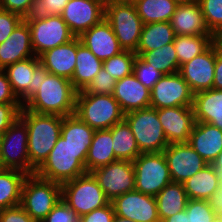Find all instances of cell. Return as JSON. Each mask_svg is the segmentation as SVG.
I'll list each match as a JSON object with an SVG mask.
<instances>
[{"mask_svg":"<svg viewBox=\"0 0 222 222\" xmlns=\"http://www.w3.org/2000/svg\"><path fill=\"white\" fill-rule=\"evenodd\" d=\"M76 95L70 79L41 70L37 90L23 108L38 114L65 117L75 114Z\"/></svg>","mask_w":222,"mask_h":222,"instance_id":"1","label":"cell"},{"mask_svg":"<svg viewBox=\"0 0 222 222\" xmlns=\"http://www.w3.org/2000/svg\"><path fill=\"white\" fill-rule=\"evenodd\" d=\"M19 117L27 125L30 165L37 170L48 158L49 153L61 136L63 117L38 114L23 107Z\"/></svg>","mask_w":222,"mask_h":222,"instance_id":"2","label":"cell"},{"mask_svg":"<svg viewBox=\"0 0 222 222\" xmlns=\"http://www.w3.org/2000/svg\"><path fill=\"white\" fill-rule=\"evenodd\" d=\"M88 147H73L60 136L44 163L36 170L40 178L63 184L87 173Z\"/></svg>","mask_w":222,"mask_h":222,"instance_id":"3","label":"cell"},{"mask_svg":"<svg viewBox=\"0 0 222 222\" xmlns=\"http://www.w3.org/2000/svg\"><path fill=\"white\" fill-rule=\"evenodd\" d=\"M75 115L95 130L110 129L124 120L125 113L112 94L77 92Z\"/></svg>","mask_w":222,"mask_h":222,"instance_id":"4","label":"cell"},{"mask_svg":"<svg viewBox=\"0 0 222 222\" xmlns=\"http://www.w3.org/2000/svg\"><path fill=\"white\" fill-rule=\"evenodd\" d=\"M61 199V184L28 174L22 187L23 209L37 222H41Z\"/></svg>","mask_w":222,"mask_h":222,"instance_id":"5","label":"cell"},{"mask_svg":"<svg viewBox=\"0 0 222 222\" xmlns=\"http://www.w3.org/2000/svg\"><path fill=\"white\" fill-rule=\"evenodd\" d=\"M61 198L80 217L110 203L97 179L88 172L61 184Z\"/></svg>","mask_w":222,"mask_h":222,"instance_id":"6","label":"cell"},{"mask_svg":"<svg viewBox=\"0 0 222 222\" xmlns=\"http://www.w3.org/2000/svg\"><path fill=\"white\" fill-rule=\"evenodd\" d=\"M124 120L134 134L141 153L163 152L169 145L157 109L147 107L125 113Z\"/></svg>","mask_w":222,"mask_h":222,"instance_id":"7","label":"cell"},{"mask_svg":"<svg viewBox=\"0 0 222 222\" xmlns=\"http://www.w3.org/2000/svg\"><path fill=\"white\" fill-rule=\"evenodd\" d=\"M105 19L111 25L123 50L135 52L144 25L135 5L114 0L106 2Z\"/></svg>","mask_w":222,"mask_h":222,"instance_id":"8","label":"cell"},{"mask_svg":"<svg viewBox=\"0 0 222 222\" xmlns=\"http://www.w3.org/2000/svg\"><path fill=\"white\" fill-rule=\"evenodd\" d=\"M28 130L26 123L17 120L0 136V168L15 169L35 174L28 154Z\"/></svg>","mask_w":222,"mask_h":222,"instance_id":"9","label":"cell"},{"mask_svg":"<svg viewBox=\"0 0 222 222\" xmlns=\"http://www.w3.org/2000/svg\"><path fill=\"white\" fill-rule=\"evenodd\" d=\"M132 163L136 191L155 197L172 182L163 152L141 153Z\"/></svg>","mask_w":222,"mask_h":222,"instance_id":"10","label":"cell"},{"mask_svg":"<svg viewBox=\"0 0 222 222\" xmlns=\"http://www.w3.org/2000/svg\"><path fill=\"white\" fill-rule=\"evenodd\" d=\"M194 93L179 72L163 75L150 90V107L193 106Z\"/></svg>","mask_w":222,"mask_h":222,"instance_id":"11","label":"cell"},{"mask_svg":"<svg viewBox=\"0 0 222 222\" xmlns=\"http://www.w3.org/2000/svg\"><path fill=\"white\" fill-rule=\"evenodd\" d=\"M110 202L126 192L135 190L132 161L116 160L91 172Z\"/></svg>","mask_w":222,"mask_h":222,"instance_id":"12","label":"cell"},{"mask_svg":"<svg viewBox=\"0 0 222 222\" xmlns=\"http://www.w3.org/2000/svg\"><path fill=\"white\" fill-rule=\"evenodd\" d=\"M35 56L71 41L75 36L60 15L28 22Z\"/></svg>","mask_w":222,"mask_h":222,"instance_id":"13","label":"cell"},{"mask_svg":"<svg viewBox=\"0 0 222 222\" xmlns=\"http://www.w3.org/2000/svg\"><path fill=\"white\" fill-rule=\"evenodd\" d=\"M172 182L183 184L208 163L187 143H171L164 150Z\"/></svg>","mask_w":222,"mask_h":222,"instance_id":"14","label":"cell"},{"mask_svg":"<svg viewBox=\"0 0 222 222\" xmlns=\"http://www.w3.org/2000/svg\"><path fill=\"white\" fill-rule=\"evenodd\" d=\"M75 37H80L105 18L102 0H69L60 15Z\"/></svg>","mask_w":222,"mask_h":222,"instance_id":"15","label":"cell"},{"mask_svg":"<svg viewBox=\"0 0 222 222\" xmlns=\"http://www.w3.org/2000/svg\"><path fill=\"white\" fill-rule=\"evenodd\" d=\"M115 215L135 222H161L156 198L133 190L111 201Z\"/></svg>","mask_w":222,"mask_h":222,"instance_id":"16","label":"cell"},{"mask_svg":"<svg viewBox=\"0 0 222 222\" xmlns=\"http://www.w3.org/2000/svg\"><path fill=\"white\" fill-rule=\"evenodd\" d=\"M216 60V43L206 51L180 66L179 73L193 93L213 87Z\"/></svg>","mask_w":222,"mask_h":222,"instance_id":"17","label":"cell"},{"mask_svg":"<svg viewBox=\"0 0 222 222\" xmlns=\"http://www.w3.org/2000/svg\"><path fill=\"white\" fill-rule=\"evenodd\" d=\"M157 115L169 144L188 142L196 123L192 106L157 109Z\"/></svg>","mask_w":222,"mask_h":222,"instance_id":"18","label":"cell"},{"mask_svg":"<svg viewBox=\"0 0 222 222\" xmlns=\"http://www.w3.org/2000/svg\"><path fill=\"white\" fill-rule=\"evenodd\" d=\"M4 71L14 94L24 104L37 90L39 72L41 71L39 57L35 56L11 64Z\"/></svg>","mask_w":222,"mask_h":222,"instance_id":"19","label":"cell"},{"mask_svg":"<svg viewBox=\"0 0 222 222\" xmlns=\"http://www.w3.org/2000/svg\"><path fill=\"white\" fill-rule=\"evenodd\" d=\"M79 38L81 43L102 61L124 51L111 25L105 18L84 32Z\"/></svg>","mask_w":222,"mask_h":222,"instance_id":"20","label":"cell"},{"mask_svg":"<svg viewBox=\"0 0 222 222\" xmlns=\"http://www.w3.org/2000/svg\"><path fill=\"white\" fill-rule=\"evenodd\" d=\"M31 57H35L31 30L28 23L22 20L9 38L0 44V69Z\"/></svg>","mask_w":222,"mask_h":222,"instance_id":"21","label":"cell"},{"mask_svg":"<svg viewBox=\"0 0 222 222\" xmlns=\"http://www.w3.org/2000/svg\"><path fill=\"white\" fill-rule=\"evenodd\" d=\"M77 54V37L39 56L41 70L72 79Z\"/></svg>","mask_w":222,"mask_h":222,"instance_id":"22","label":"cell"},{"mask_svg":"<svg viewBox=\"0 0 222 222\" xmlns=\"http://www.w3.org/2000/svg\"><path fill=\"white\" fill-rule=\"evenodd\" d=\"M170 23L175 36L213 35L206 26L198 0L178 4Z\"/></svg>","mask_w":222,"mask_h":222,"instance_id":"23","label":"cell"},{"mask_svg":"<svg viewBox=\"0 0 222 222\" xmlns=\"http://www.w3.org/2000/svg\"><path fill=\"white\" fill-rule=\"evenodd\" d=\"M112 95L124 113L150 107V90L133 73L116 81Z\"/></svg>","mask_w":222,"mask_h":222,"instance_id":"24","label":"cell"},{"mask_svg":"<svg viewBox=\"0 0 222 222\" xmlns=\"http://www.w3.org/2000/svg\"><path fill=\"white\" fill-rule=\"evenodd\" d=\"M187 143L211 164L222 152V131L210 123L196 122Z\"/></svg>","mask_w":222,"mask_h":222,"instance_id":"25","label":"cell"},{"mask_svg":"<svg viewBox=\"0 0 222 222\" xmlns=\"http://www.w3.org/2000/svg\"><path fill=\"white\" fill-rule=\"evenodd\" d=\"M196 122L210 123L222 131V90L209 89L194 93Z\"/></svg>","mask_w":222,"mask_h":222,"instance_id":"26","label":"cell"},{"mask_svg":"<svg viewBox=\"0 0 222 222\" xmlns=\"http://www.w3.org/2000/svg\"><path fill=\"white\" fill-rule=\"evenodd\" d=\"M103 67V61L98 59L77 37V54L75 70L71 79L77 92L84 90Z\"/></svg>","mask_w":222,"mask_h":222,"instance_id":"27","label":"cell"},{"mask_svg":"<svg viewBox=\"0 0 222 222\" xmlns=\"http://www.w3.org/2000/svg\"><path fill=\"white\" fill-rule=\"evenodd\" d=\"M112 127L96 130L88 149L85 168L88 173L118 160L112 149Z\"/></svg>","mask_w":222,"mask_h":222,"instance_id":"28","label":"cell"},{"mask_svg":"<svg viewBox=\"0 0 222 222\" xmlns=\"http://www.w3.org/2000/svg\"><path fill=\"white\" fill-rule=\"evenodd\" d=\"M155 198L160 221L185 210L188 201L184 185L178 182L167 184Z\"/></svg>","mask_w":222,"mask_h":222,"instance_id":"29","label":"cell"},{"mask_svg":"<svg viewBox=\"0 0 222 222\" xmlns=\"http://www.w3.org/2000/svg\"><path fill=\"white\" fill-rule=\"evenodd\" d=\"M219 184L218 174L211 164H207L183 183L188 199L195 200H208Z\"/></svg>","mask_w":222,"mask_h":222,"instance_id":"30","label":"cell"},{"mask_svg":"<svg viewBox=\"0 0 222 222\" xmlns=\"http://www.w3.org/2000/svg\"><path fill=\"white\" fill-rule=\"evenodd\" d=\"M175 38L170 22H153L144 24L140 41L135 53L141 56L145 51H152L172 43Z\"/></svg>","mask_w":222,"mask_h":222,"instance_id":"31","label":"cell"},{"mask_svg":"<svg viewBox=\"0 0 222 222\" xmlns=\"http://www.w3.org/2000/svg\"><path fill=\"white\" fill-rule=\"evenodd\" d=\"M27 175L19 170L0 168V210L20 205Z\"/></svg>","mask_w":222,"mask_h":222,"instance_id":"32","label":"cell"},{"mask_svg":"<svg viewBox=\"0 0 222 222\" xmlns=\"http://www.w3.org/2000/svg\"><path fill=\"white\" fill-rule=\"evenodd\" d=\"M112 147L118 160L134 161L141 154L134 134L125 120L112 127Z\"/></svg>","mask_w":222,"mask_h":222,"instance_id":"33","label":"cell"},{"mask_svg":"<svg viewBox=\"0 0 222 222\" xmlns=\"http://www.w3.org/2000/svg\"><path fill=\"white\" fill-rule=\"evenodd\" d=\"M95 131L75 114L63 117L61 136L73 147L90 148Z\"/></svg>","mask_w":222,"mask_h":222,"instance_id":"34","label":"cell"},{"mask_svg":"<svg viewBox=\"0 0 222 222\" xmlns=\"http://www.w3.org/2000/svg\"><path fill=\"white\" fill-rule=\"evenodd\" d=\"M177 6L173 0H141L135 4L143 24L170 22Z\"/></svg>","mask_w":222,"mask_h":222,"instance_id":"35","label":"cell"},{"mask_svg":"<svg viewBox=\"0 0 222 222\" xmlns=\"http://www.w3.org/2000/svg\"><path fill=\"white\" fill-rule=\"evenodd\" d=\"M173 43L181 66L206 51L214 43V35L175 36Z\"/></svg>","mask_w":222,"mask_h":222,"instance_id":"36","label":"cell"},{"mask_svg":"<svg viewBox=\"0 0 222 222\" xmlns=\"http://www.w3.org/2000/svg\"><path fill=\"white\" fill-rule=\"evenodd\" d=\"M140 57L163 75L174 74L180 70L173 42L152 51H145Z\"/></svg>","mask_w":222,"mask_h":222,"instance_id":"37","label":"cell"},{"mask_svg":"<svg viewBox=\"0 0 222 222\" xmlns=\"http://www.w3.org/2000/svg\"><path fill=\"white\" fill-rule=\"evenodd\" d=\"M68 2L69 0H34L23 20L28 23L46 19L50 16L61 15Z\"/></svg>","mask_w":222,"mask_h":222,"instance_id":"38","label":"cell"},{"mask_svg":"<svg viewBox=\"0 0 222 222\" xmlns=\"http://www.w3.org/2000/svg\"><path fill=\"white\" fill-rule=\"evenodd\" d=\"M137 54L130 50H124L118 55L103 61V68L116 80L133 73L134 62Z\"/></svg>","mask_w":222,"mask_h":222,"instance_id":"39","label":"cell"},{"mask_svg":"<svg viewBox=\"0 0 222 222\" xmlns=\"http://www.w3.org/2000/svg\"><path fill=\"white\" fill-rule=\"evenodd\" d=\"M209 31L216 35L222 29V0H198Z\"/></svg>","mask_w":222,"mask_h":222,"instance_id":"40","label":"cell"},{"mask_svg":"<svg viewBox=\"0 0 222 222\" xmlns=\"http://www.w3.org/2000/svg\"><path fill=\"white\" fill-rule=\"evenodd\" d=\"M185 210L189 222H212L218 217L207 200L188 199Z\"/></svg>","mask_w":222,"mask_h":222,"instance_id":"41","label":"cell"},{"mask_svg":"<svg viewBox=\"0 0 222 222\" xmlns=\"http://www.w3.org/2000/svg\"><path fill=\"white\" fill-rule=\"evenodd\" d=\"M133 74L149 90H151L154 84L163 76L160 71L156 70V68L145 62L138 55L134 62Z\"/></svg>","mask_w":222,"mask_h":222,"instance_id":"42","label":"cell"},{"mask_svg":"<svg viewBox=\"0 0 222 222\" xmlns=\"http://www.w3.org/2000/svg\"><path fill=\"white\" fill-rule=\"evenodd\" d=\"M116 81L102 67L83 91L92 94H113Z\"/></svg>","mask_w":222,"mask_h":222,"instance_id":"43","label":"cell"},{"mask_svg":"<svg viewBox=\"0 0 222 222\" xmlns=\"http://www.w3.org/2000/svg\"><path fill=\"white\" fill-rule=\"evenodd\" d=\"M41 222H80V216L61 198Z\"/></svg>","mask_w":222,"mask_h":222,"instance_id":"44","label":"cell"},{"mask_svg":"<svg viewBox=\"0 0 222 222\" xmlns=\"http://www.w3.org/2000/svg\"><path fill=\"white\" fill-rule=\"evenodd\" d=\"M22 20L21 15L0 8V44L9 38Z\"/></svg>","mask_w":222,"mask_h":222,"instance_id":"45","label":"cell"},{"mask_svg":"<svg viewBox=\"0 0 222 222\" xmlns=\"http://www.w3.org/2000/svg\"><path fill=\"white\" fill-rule=\"evenodd\" d=\"M23 103L0 104V136L17 120Z\"/></svg>","mask_w":222,"mask_h":222,"instance_id":"46","label":"cell"},{"mask_svg":"<svg viewBox=\"0 0 222 222\" xmlns=\"http://www.w3.org/2000/svg\"><path fill=\"white\" fill-rule=\"evenodd\" d=\"M0 222H37L21 205L0 210Z\"/></svg>","mask_w":222,"mask_h":222,"instance_id":"47","label":"cell"},{"mask_svg":"<svg viewBox=\"0 0 222 222\" xmlns=\"http://www.w3.org/2000/svg\"><path fill=\"white\" fill-rule=\"evenodd\" d=\"M115 212L111 202L102 208L95 209L90 213L82 215L80 222H112Z\"/></svg>","mask_w":222,"mask_h":222,"instance_id":"48","label":"cell"},{"mask_svg":"<svg viewBox=\"0 0 222 222\" xmlns=\"http://www.w3.org/2000/svg\"><path fill=\"white\" fill-rule=\"evenodd\" d=\"M21 103L14 94L7 74L0 69V104Z\"/></svg>","mask_w":222,"mask_h":222,"instance_id":"49","label":"cell"},{"mask_svg":"<svg viewBox=\"0 0 222 222\" xmlns=\"http://www.w3.org/2000/svg\"><path fill=\"white\" fill-rule=\"evenodd\" d=\"M34 0H0V8L24 17Z\"/></svg>","mask_w":222,"mask_h":222,"instance_id":"50","label":"cell"},{"mask_svg":"<svg viewBox=\"0 0 222 222\" xmlns=\"http://www.w3.org/2000/svg\"><path fill=\"white\" fill-rule=\"evenodd\" d=\"M212 89L222 90V50L216 44V60L214 69V82Z\"/></svg>","mask_w":222,"mask_h":222,"instance_id":"51","label":"cell"},{"mask_svg":"<svg viewBox=\"0 0 222 222\" xmlns=\"http://www.w3.org/2000/svg\"><path fill=\"white\" fill-rule=\"evenodd\" d=\"M207 201L212 210L218 216H222V183L219 184V187L214 191Z\"/></svg>","mask_w":222,"mask_h":222,"instance_id":"52","label":"cell"},{"mask_svg":"<svg viewBox=\"0 0 222 222\" xmlns=\"http://www.w3.org/2000/svg\"><path fill=\"white\" fill-rule=\"evenodd\" d=\"M161 222H189V215H187L186 210H183L171 217L163 219Z\"/></svg>","mask_w":222,"mask_h":222,"instance_id":"53","label":"cell"},{"mask_svg":"<svg viewBox=\"0 0 222 222\" xmlns=\"http://www.w3.org/2000/svg\"><path fill=\"white\" fill-rule=\"evenodd\" d=\"M211 165L216 170L220 183H222V152L216 157Z\"/></svg>","mask_w":222,"mask_h":222,"instance_id":"54","label":"cell"},{"mask_svg":"<svg viewBox=\"0 0 222 222\" xmlns=\"http://www.w3.org/2000/svg\"><path fill=\"white\" fill-rule=\"evenodd\" d=\"M214 42L217 44L218 48L222 50V29L214 35Z\"/></svg>","mask_w":222,"mask_h":222,"instance_id":"55","label":"cell"},{"mask_svg":"<svg viewBox=\"0 0 222 222\" xmlns=\"http://www.w3.org/2000/svg\"><path fill=\"white\" fill-rule=\"evenodd\" d=\"M112 222H135V221H132L131 219H127V218H124V217L114 215V218H113Z\"/></svg>","mask_w":222,"mask_h":222,"instance_id":"56","label":"cell"},{"mask_svg":"<svg viewBox=\"0 0 222 222\" xmlns=\"http://www.w3.org/2000/svg\"><path fill=\"white\" fill-rule=\"evenodd\" d=\"M114 1L135 5L137 2H139L141 0H114Z\"/></svg>","mask_w":222,"mask_h":222,"instance_id":"57","label":"cell"},{"mask_svg":"<svg viewBox=\"0 0 222 222\" xmlns=\"http://www.w3.org/2000/svg\"><path fill=\"white\" fill-rule=\"evenodd\" d=\"M173 1H175L177 4H184V3L193 2L195 0H173Z\"/></svg>","mask_w":222,"mask_h":222,"instance_id":"58","label":"cell"},{"mask_svg":"<svg viewBox=\"0 0 222 222\" xmlns=\"http://www.w3.org/2000/svg\"><path fill=\"white\" fill-rule=\"evenodd\" d=\"M212 222H222L221 216H218L215 220H213Z\"/></svg>","mask_w":222,"mask_h":222,"instance_id":"59","label":"cell"},{"mask_svg":"<svg viewBox=\"0 0 222 222\" xmlns=\"http://www.w3.org/2000/svg\"><path fill=\"white\" fill-rule=\"evenodd\" d=\"M104 3H106V2H109V1H111V0H102Z\"/></svg>","mask_w":222,"mask_h":222,"instance_id":"60","label":"cell"}]
</instances>
